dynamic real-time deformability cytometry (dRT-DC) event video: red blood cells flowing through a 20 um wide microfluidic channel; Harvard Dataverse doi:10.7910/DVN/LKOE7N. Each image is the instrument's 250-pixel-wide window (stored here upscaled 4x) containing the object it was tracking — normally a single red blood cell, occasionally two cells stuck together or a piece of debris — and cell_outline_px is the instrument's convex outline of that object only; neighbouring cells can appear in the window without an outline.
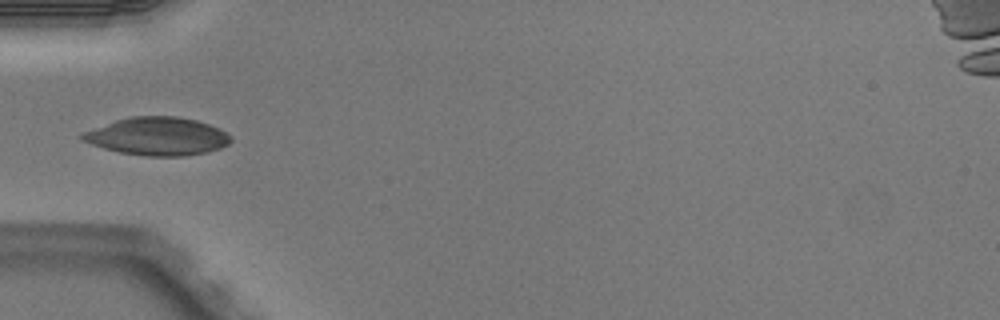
{"species": "Egyptian fruit bat (a non-hibernating species)", "species_latin": "Rousettus aegyptiacus", "temperature_condition": "warm", "stored_images_in_passage": 4, "camera_frame_rate_fps": 3000, "um_per_image_px": 0.085, "animal": {"sex": "male"}, "frame": {"image": 1, "passage_image": 4, "time_ms": 1.0, "image_size_px": [1000, 320], "cell_outline_px": [[232, 140], [228, 144], [220, 148], [208, 152], [184, 156], [144, 156], [120, 152], [104, 148], [80, 140], [80, 136], [84, 132], [116, 120], [132, 116], [176, 116], [196, 120], [220, 128], [232, 136]], "centroid_in_image_um": [13.42, 11.59], "position_along_channel_um": 71.6, "area_um2": 32.83}}